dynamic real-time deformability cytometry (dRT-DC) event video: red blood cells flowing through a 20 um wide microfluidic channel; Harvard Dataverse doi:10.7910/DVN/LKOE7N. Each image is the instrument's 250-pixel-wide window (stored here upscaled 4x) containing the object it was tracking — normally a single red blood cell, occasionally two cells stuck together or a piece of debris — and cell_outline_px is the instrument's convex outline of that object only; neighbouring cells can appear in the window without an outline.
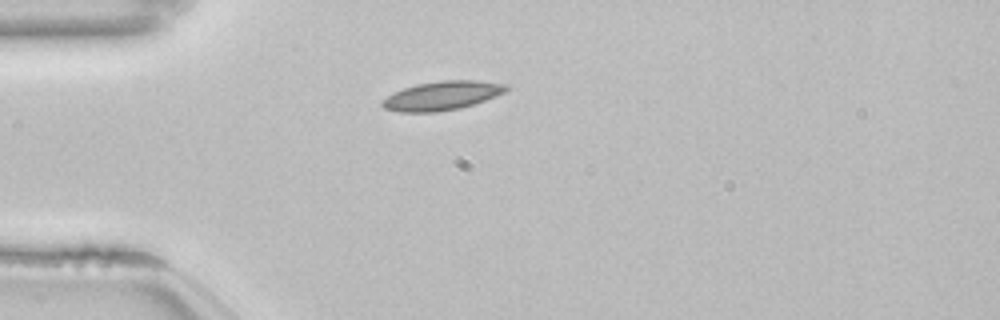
{"species": "common noctule bat (a hibernating species)", "species_latin": "Nyctalus noctula", "temperature_condition": "room temperature", "stored_images_in_passage": 40, "camera_frame_rate_fps": 3000, "um_per_image_px": 0.085, "animal": {"sex": "female", "body_mass_g": 22.7, "forearm_length_mm": 54.2}, "frame": {"image": 1, "passage_image": 1, "time_ms": 0.0, "image_size_px": [1000, 320], "cell_outline_px": [[508, 88], [504, 92], [484, 100], [460, 108], [436, 112], [400, 112], [384, 108], [380, 104], [380, 100], [404, 88], [416, 84], [440, 80], [476, 80], [508, 84]], "centroid_in_image_um": [37.55, 8.12], "position_along_channel_um": 47.5, "area_um2": 20.75}}
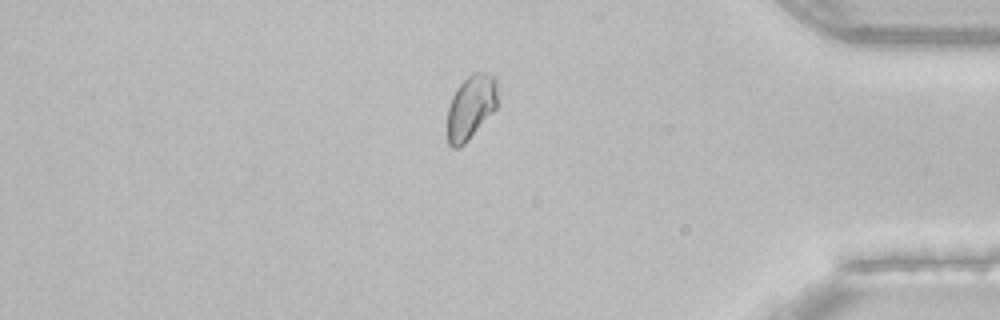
{"frame": {"image": 2, "passage_image": 32, "time_ms": 10.333, "image_size_px": [1000, 320], "cell_outline_px": [[496, 108], [468, 140], [464, 144], [456, 148], [452, 148], [448, 144], [448, 108], [452, 96], [456, 88], [472, 72], [480, 72], [496, 76]], "centroid_in_image_um": [40.01, 9.1], "position_along_channel_um": 395.2, "area_um2": 18.55}}
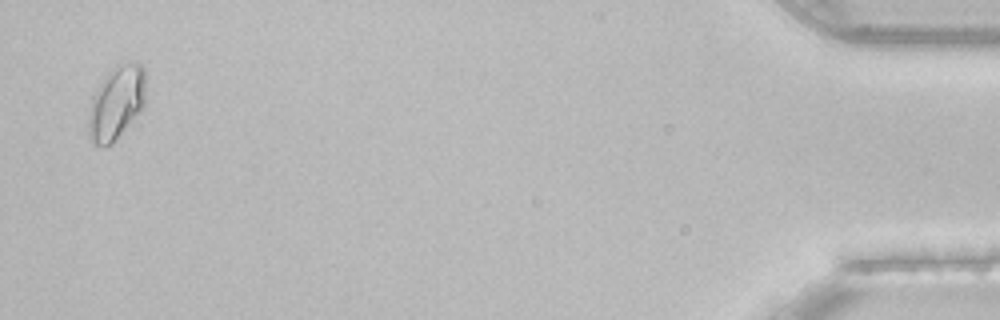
{"frame": {"image": 3, "passage_image": 39, "time_ms": 12.667, "image_size_px": [1000, 320], "cell_outline_px": [[144, 108], [120, 136], [112, 144], [100, 148], [92, 144], [88, 136], [88, 116], [92, 100], [104, 76], [108, 72], [124, 64], [140, 64], [144, 68]], "centroid_in_image_um": [9.87, 8.85], "position_along_channel_um": 425.3, "area_um2": 24.33}, "authors_computed_cell_mechanics": {"area_um2": 18.6694, "velocity_mm_per_s": 3.8288, "shape_relaxation_time_tau1_ms": 4.0158, "shape_relaxation_time_tau2_ms": null, "deformation_change_tau1": 0.0886, "deformation_change_tau2": null}}